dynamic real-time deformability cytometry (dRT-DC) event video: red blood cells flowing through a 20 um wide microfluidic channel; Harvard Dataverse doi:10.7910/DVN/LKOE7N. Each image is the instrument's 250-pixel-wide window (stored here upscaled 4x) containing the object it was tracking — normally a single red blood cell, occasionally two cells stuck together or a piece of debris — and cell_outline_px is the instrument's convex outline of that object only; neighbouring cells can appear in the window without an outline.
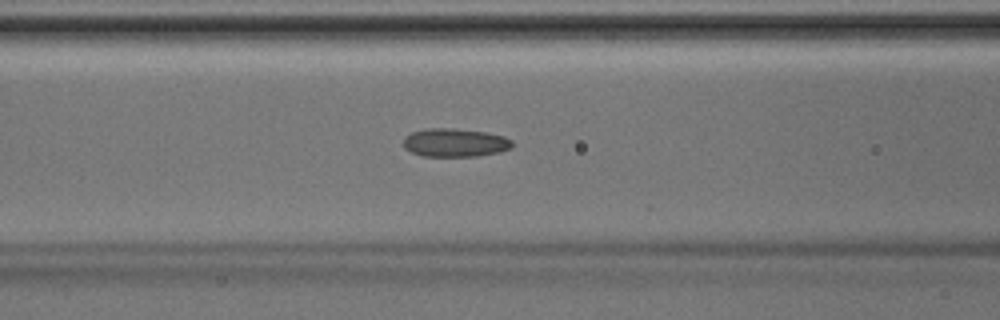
{"species": "Egyptian fruit bat (a non-hibernating species)", "species_latin": "Rousettus aegyptiacus", "temperature_condition": "room temperature", "stored_images_in_passage": 35, "camera_frame_rate_fps": 3000, "um_per_image_px": 0.085, "animal": {"sex": "male"}, "frame": {"image": 1, "passage_image": 16, "time_ms": 5.0, "image_size_px": [1000, 320], "cell_outline_px": [[512, 148], [500, 152], [476, 156], [424, 156], [412, 152], [404, 148], [404, 136], [412, 132], [424, 128], [452, 128], [484, 132], [504, 136], [512, 140]], "centroid_in_image_um": [38.67, 12.12], "position_along_channel_um": 127.9, "area_um2": 18.03}}
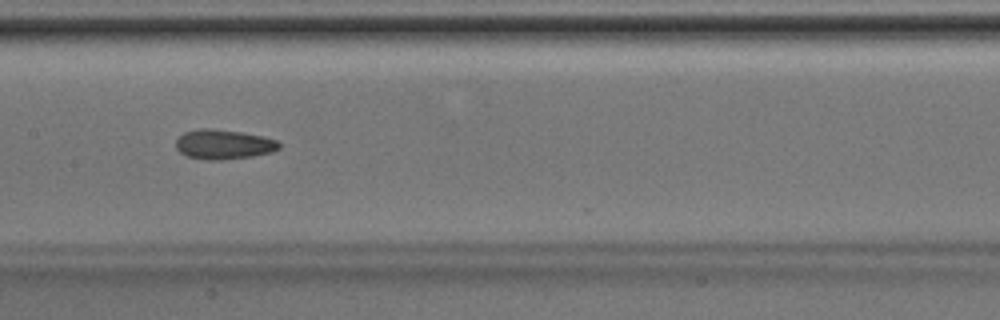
{"frame": {"image": 2, "passage_image": 20, "time_ms": 6.333, "image_size_px": [1000, 320], "cell_outline_px": [[280, 148], [272, 152], [252, 156], [220, 160], [208, 160], [188, 156], [180, 152], [176, 148], [176, 140], [184, 132], [200, 128], [208, 128], [240, 132], [264, 136], [276, 140], [280, 144]], "centroid_in_image_um": [19.01, 12.27], "position_along_channel_um": 188.4, "area_um2": 17.74}}